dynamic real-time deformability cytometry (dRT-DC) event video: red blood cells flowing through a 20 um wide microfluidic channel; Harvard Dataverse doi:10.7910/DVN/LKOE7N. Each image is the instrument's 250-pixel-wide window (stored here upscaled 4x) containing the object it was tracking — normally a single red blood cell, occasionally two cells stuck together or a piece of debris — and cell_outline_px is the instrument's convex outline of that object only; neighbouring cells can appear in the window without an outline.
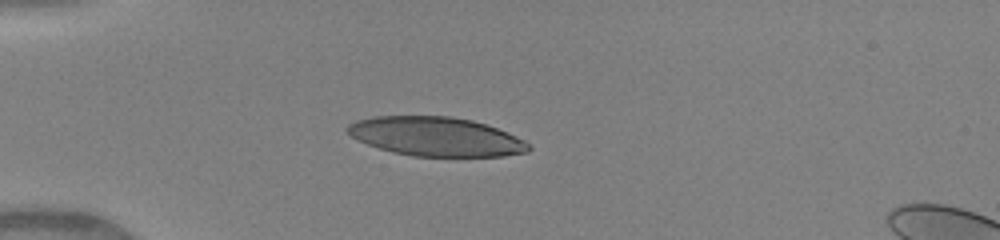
{"species": "human", "species_latin": "Homo sapiens", "temperature_condition": "warm", "stored_images_in_passage": 31, "camera_frame_rate_fps": 3000, "um_per_image_px": 0.085, "donor": {"sex": "female"}, "frame": {"image": 1, "passage_image": 1, "time_ms": 0.0, "image_size_px": [1000, 240], "cell_outline_px": [[532, 148], [528, 152], [504, 156], [412, 156], [392, 152], [368, 144], [352, 136], [344, 128], [348, 124], [356, 120], [372, 116], [452, 116], [472, 120], [508, 132], [532, 144]], "centroid_in_image_um": [37.08, 11.6], "position_along_channel_um": 47.9, "area_um2": 41.33}}
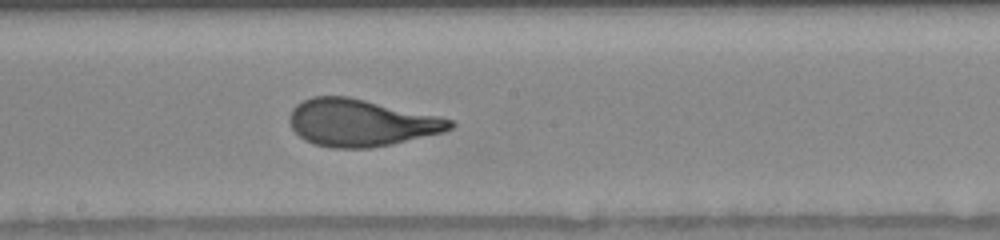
{"frame": {"image": 2, "passage_image": 15, "time_ms": 4.667, "image_size_px": [1000, 240], "cell_outline_px": [[456, 124], [452, 128], [444, 132], [392, 144], [372, 148], [332, 148], [312, 144], [304, 140], [292, 128], [288, 120], [288, 116], [292, 108], [296, 104], [312, 96], [348, 96], [440, 116], [452, 120]], "centroid_in_image_um": [30.66, 10.43], "position_along_channel_um": 217.5, "area_um2": 44.33}}
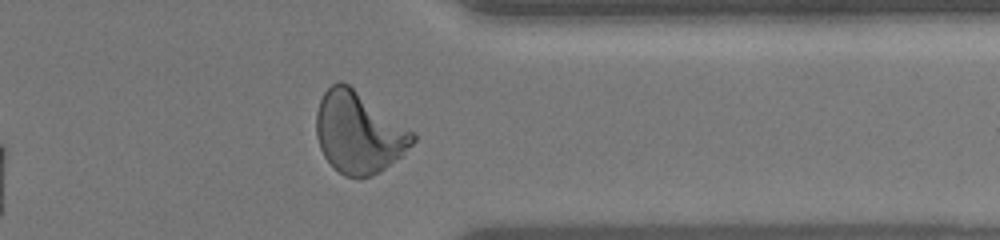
{"frame": {"image": 3, "passage_image": 27, "time_ms": 8.667, "image_size_px": [1000, 240], "cell_outline_px": [[416, 140], [404, 156], [372, 176], [344, 176], [324, 156], [320, 148], [316, 136], [316, 112], [320, 100], [324, 92], [332, 84], [340, 80], [348, 84], [416, 132]], "centroid_in_image_um": [30.52, 11.26], "position_along_channel_um": 380.9, "area_um2": 45.84}, "authors_computed_cell_mechanics": {"area_um2": 44.1014, "velocity_mm_per_s": 4.1615, "shape_relaxation_time_tau1_ms": 4.2916, "shape_relaxation_time_tau2_ms": null, "deformation_change_tau1": 0.2317, "deformation_change_tau2": null}}